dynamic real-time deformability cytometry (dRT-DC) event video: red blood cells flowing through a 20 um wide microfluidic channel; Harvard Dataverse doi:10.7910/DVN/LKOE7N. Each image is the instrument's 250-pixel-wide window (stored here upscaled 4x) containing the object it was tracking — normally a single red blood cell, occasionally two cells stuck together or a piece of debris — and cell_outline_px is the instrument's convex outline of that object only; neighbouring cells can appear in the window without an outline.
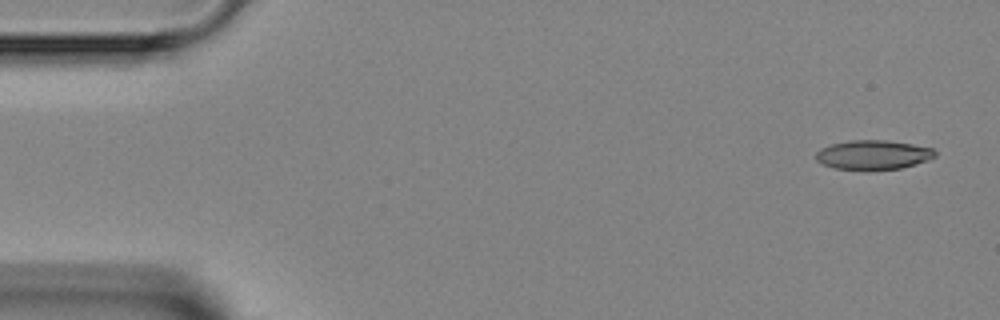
{"species": "Egyptian fruit bat (a non-hibernating species)", "species_latin": "Rousettus aegyptiacus", "temperature_condition": "room temperature", "stored_images_in_passage": 4, "camera_frame_rate_fps": 3000, "um_per_image_px": 0.085, "animal": {"sex": "female"}, "frame": {"image": 1, "passage_image": 1, "time_ms": 0.0, "image_size_px": [1000, 320], "cell_outline_px": [[936, 156], [928, 160], [916, 164], [900, 168], [832, 168], [820, 164], [816, 160], [816, 152], [820, 148], [832, 144], [852, 140], [888, 140], [912, 144], [932, 148], [936, 152]], "centroid_in_image_um": [74.21, 13.13], "position_along_channel_um": 10.8, "area_um2": 20.0}}
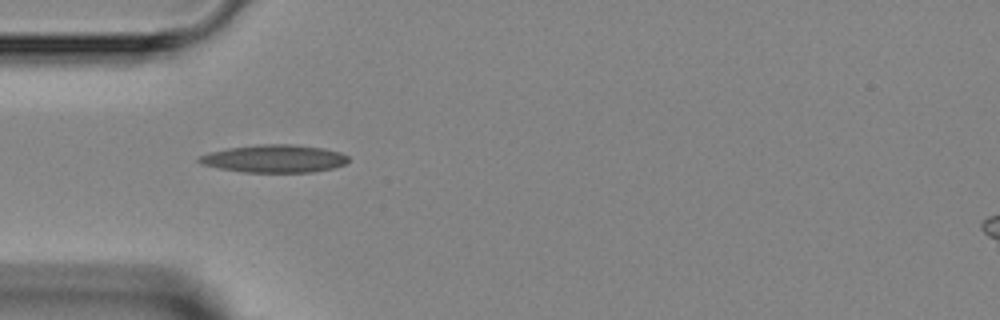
{"frame": {"image": 2, "passage_image": 4, "time_ms": 4.0, "image_size_px": [1000, 320], "cell_outline_px": [[348, 160], [344, 164], [332, 168], [312, 172], [244, 172], [220, 168], [200, 164], [196, 160], [200, 156], [212, 152], [228, 148], [260, 144], [292, 144], [324, 148], [340, 152], [348, 156]], "centroid_in_image_um": [23.32, 13.48], "position_along_channel_um": 61.7, "area_um2": 23.99}}